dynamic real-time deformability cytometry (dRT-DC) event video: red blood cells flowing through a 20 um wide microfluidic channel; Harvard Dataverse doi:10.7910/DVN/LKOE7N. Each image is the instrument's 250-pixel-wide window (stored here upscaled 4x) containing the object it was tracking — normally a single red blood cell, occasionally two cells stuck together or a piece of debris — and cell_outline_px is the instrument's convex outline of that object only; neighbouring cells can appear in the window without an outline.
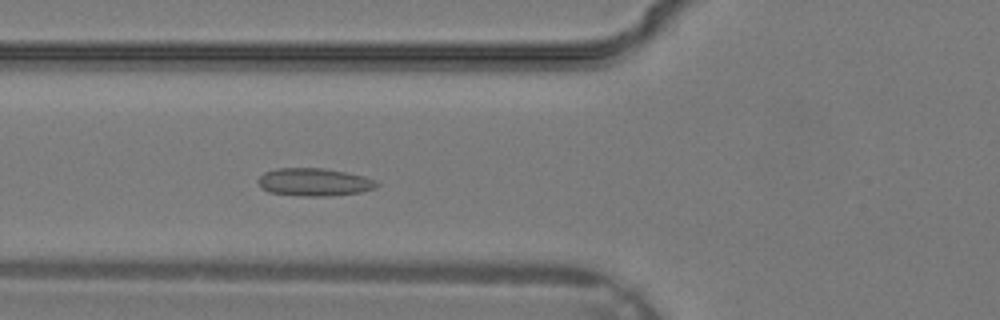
{"species": "common noctule bat (a hibernating species)", "species_latin": "Nyctalus noctula", "temperature_condition": "warm", "stored_images_in_passage": 28, "camera_frame_rate_fps": 3000, "um_per_image_px": 0.085, "animal": {"sex": "male", "body_mass_g": 19.2, "forearm_length_mm": 51.8}, "frame": {"image": 1, "passage_image": 6, "time_ms": 1.667, "image_size_px": [1000, 320], "cell_outline_px": [[380, 184], [376, 188], [360, 192], [328, 196], [304, 196], [268, 192], [260, 188], [260, 176], [264, 172], [276, 168], [324, 168], [364, 176], [376, 180]], "centroid_in_image_um": [26.72, 15.48], "position_along_channel_um": 99.1, "area_um2": 19.19}}
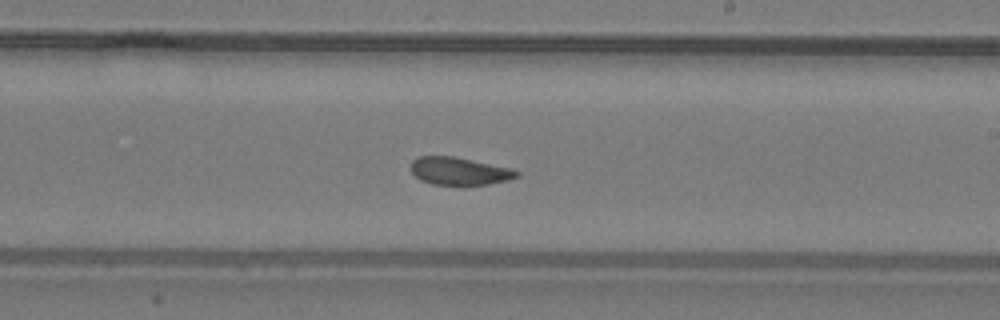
{"frame": {"image": 2, "passage_image": 14, "time_ms": 4.333, "image_size_px": [1000, 320], "cell_outline_px": [[520, 176], [508, 180], [488, 184], [432, 184], [420, 180], [412, 172], [412, 160], [416, 156], [452, 156], [512, 168], [520, 172]], "centroid_in_image_um": [39.06, 14.53], "position_along_channel_um": 249.9, "area_um2": 16.94}}
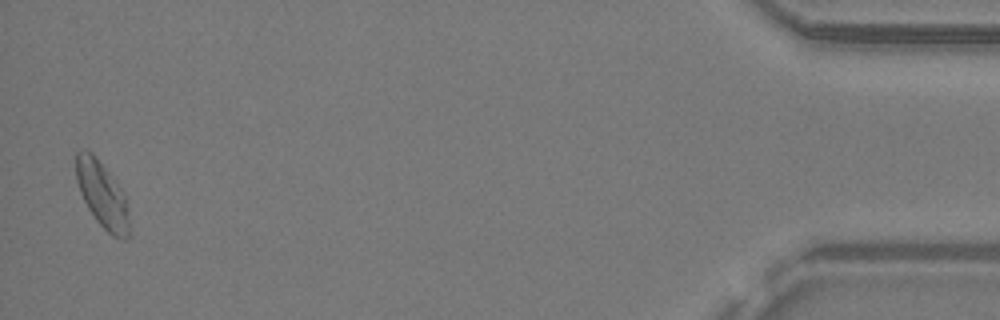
{"frame": {"image": 3, "passage_image": 28, "time_ms": 9.0, "image_size_px": [1000, 320], "cell_outline_px": [[132, 236], [124, 240], [120, 240], [112, 236], [96, 220], [88, 208], [80, 192], [76, 180], [76, 152], [84, 148], [92, 152], [124, 192]], "centroid_in_image_um": [8.71, 16.6], "position_along_channel_um": 426.5, "area_um2": 20.63}}